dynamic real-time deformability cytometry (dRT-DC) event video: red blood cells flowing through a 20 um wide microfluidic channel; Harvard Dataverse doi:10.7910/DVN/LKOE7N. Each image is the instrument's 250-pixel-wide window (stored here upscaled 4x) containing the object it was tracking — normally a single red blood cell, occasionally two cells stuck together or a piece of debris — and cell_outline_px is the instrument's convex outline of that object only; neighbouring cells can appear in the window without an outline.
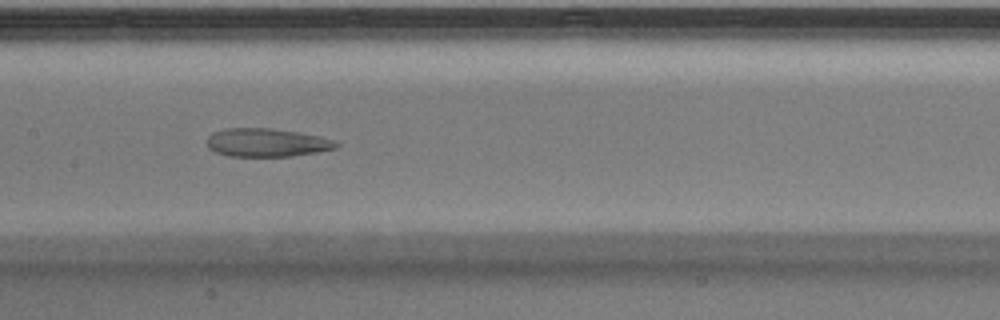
{"species": "Egyptian fruit bat (a non-hibernating species)", "species_latin": "Rousettus aegyptiacus", "temperature_condition": "warm", "stored_images_in_passage": 30, "camera_frame_rate_fps": 3000, "um_per_image_px": 0.085, "animal": {"sex": "male"}, "frame": {"image": 1, "passage_image": 13, "time_ms": 4.0, "image_size_px": [1000, 320], "cell_outline_px": [[340, 144], [336, 148], [316, 152], [292, 156], [228, 156], [216, 152], [208, 148], [208, 136], [212, 132], [224, 128], [272, 128], [320, 136], [332, 140]], "centroid_in_image_um": [22.64, 12.11], "position_along_channel_um": 184.8, "area_um2": 21.27}}